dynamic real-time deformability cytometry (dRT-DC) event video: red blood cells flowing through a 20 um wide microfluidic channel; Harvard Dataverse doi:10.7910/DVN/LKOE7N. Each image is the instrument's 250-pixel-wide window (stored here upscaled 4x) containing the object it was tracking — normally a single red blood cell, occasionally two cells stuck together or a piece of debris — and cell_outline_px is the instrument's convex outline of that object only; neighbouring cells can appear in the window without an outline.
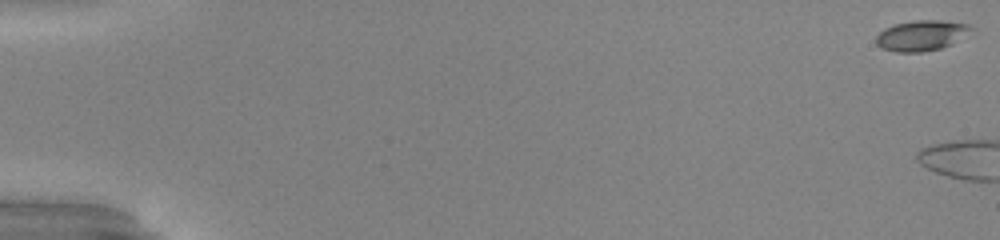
{"species": "common noctule bat (a hibernating species)", "species_latin": "Nyctalus noctula", "temperature_condition": "warm", "stored_images_in_passage": 4, "camera_frame_rate_fps": 3000, "um_per_image_px": 0.085, "animal": {"sex": "male", "body_mass_g": 20.0, "forearm_length_mm": 53.3}, "frame": {"image": 1, "passage_image": 1, "time_ms": 0.0, "image_size_px": [1000, 240], "cell_outline_px": [[976, 28], [952, 44], [940, 48], [920, 52], [896, 52], [884, 48], [876, 44], [876, 36], [884, 28], [896, 24], [916, 20], [940, 20], [968, 24]], "centroid_in_image_um": [78.34, 3.01], "position_along_channel_um": 6.7, "area_um2": 16.76}}